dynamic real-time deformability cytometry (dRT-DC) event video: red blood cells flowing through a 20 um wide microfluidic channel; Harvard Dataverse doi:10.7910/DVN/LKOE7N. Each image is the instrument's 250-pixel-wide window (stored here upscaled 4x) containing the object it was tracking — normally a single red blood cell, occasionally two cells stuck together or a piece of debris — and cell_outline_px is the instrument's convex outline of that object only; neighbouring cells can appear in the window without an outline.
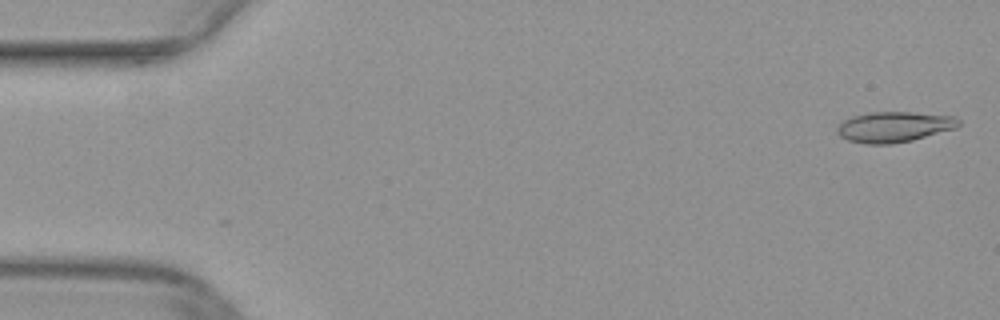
{"species": "common noctule bat (a hibernating species)", "species_latin": "Nyctalus noctula", "temperature_condition": "warm", "stored_images_in_passage": 51, "camera_frame_rate_fps": 3000, "um_per_image_px": 0.085, "animal": {"sex": "female", "body_mass_g": 29.2, "forearm_length_mm": 56.3}, "frame": {"image": 1, "passage_image": 2, "time_ms": 0.333, "image_size_px": [1000, 320], "cell_outline_px": [[960, 124], [956, 128], [912, 140], [892, 144], [864, 144], [848, 140], [840, 136], [836, 132], [836, 128], [844, 120], [852, 116], [868, 112], [912, 112], [956, 116], [960, 120]], "centroid_in_image_um": [75.99, 10.78], "position_along_channel_um": 9.0, "area_um2": 21.73}}
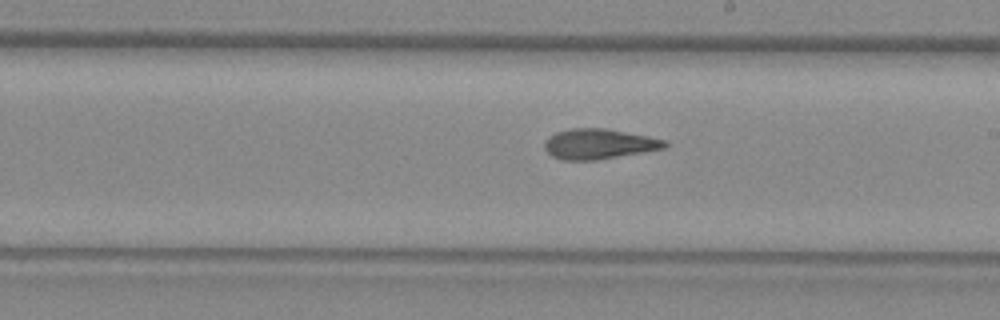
{"frame": {"image": 2, "passage_image": 29, "time_ms": 9.333, "image_size_px": [1000, 320], "cell_outline_px": [[668, 144], [664, 148], [596, 160], [564, 160], [552, 156], [544, 148], [544, 144], [556, 132], [568, 128], [608, 128], [668, 140]], "centroid_in_image_um": [50.93, 12.22], "position_along_channel_um": 238.1, "area_um2": 21.04}}
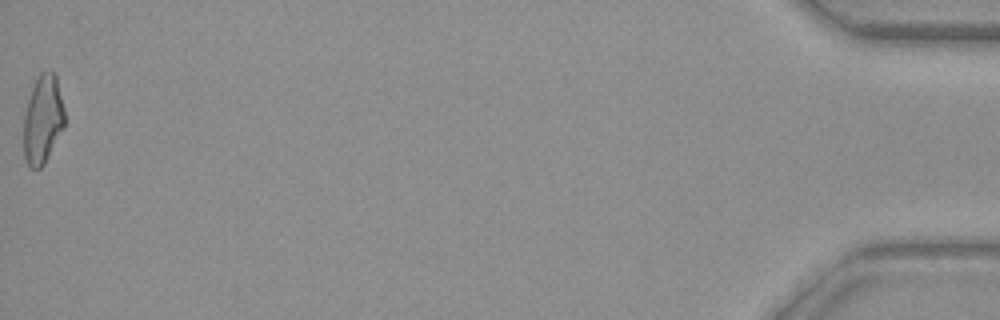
{"frame": {"image": 3, "passage_image": 51, "time_ms": 16.667, "image_size_px": [1000, 320], "cell_outline_px": [[64, 128], [44, 164], [40, 168], [32, 168], [24, 160], [24, 116], [28, 100], [32, 88], [40, 72], [48, 68], [56, 76], [64, 108]], "centroid_in_image_um": [3.64, 10.15], "position_along_channel_um": 431.6, "area_um2": 21.1}}